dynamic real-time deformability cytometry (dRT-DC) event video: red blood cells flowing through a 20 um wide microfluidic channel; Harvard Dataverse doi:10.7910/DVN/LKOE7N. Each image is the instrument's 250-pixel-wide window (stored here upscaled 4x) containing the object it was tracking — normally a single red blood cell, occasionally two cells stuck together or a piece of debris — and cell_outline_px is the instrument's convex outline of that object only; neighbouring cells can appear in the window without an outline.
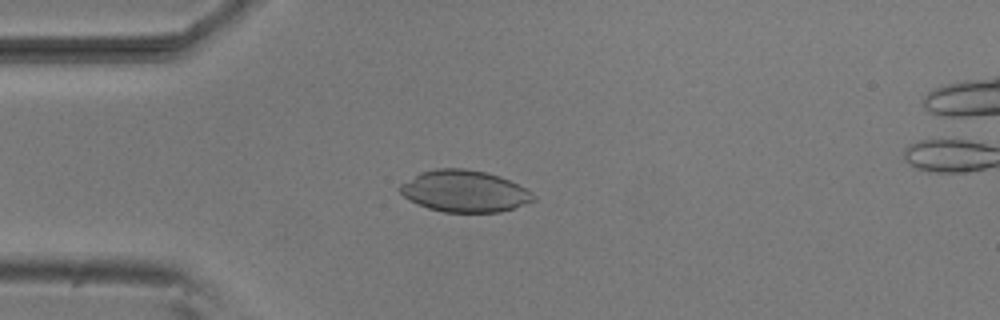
{"species": "common noctule bat (a hibernating species)", "species_latin": "Nyctalus noctula", "temperature_condition": "room temperature", "stored_images_in_passage": 52, "segment_of_instrument_passage": [1, 2], "camera_frame_rate_fps": 3000, "um_per_image_px": 0.085, "animal": {"sex": "male", "body_mass_g": 20.5, "forearm_length_mm": 52.5}, "frame": {"image": 1, "passage_image": 12, "time_ms": 3.667, "image_size_px": [1000, 320], "cell_outline_px": [[536, 200], [500, 212], [444, 212], [428, 208], [404, 196], [400, 192], [400, 184], [420, 172], [436, 168], [464, 168], [484, 172], [500, 176], [532, 192], [536, 196]], "centroid_in_image_um": [39.49, 16.24], "position_along_channel_um": 45.5, "area_um2": 32.08}}
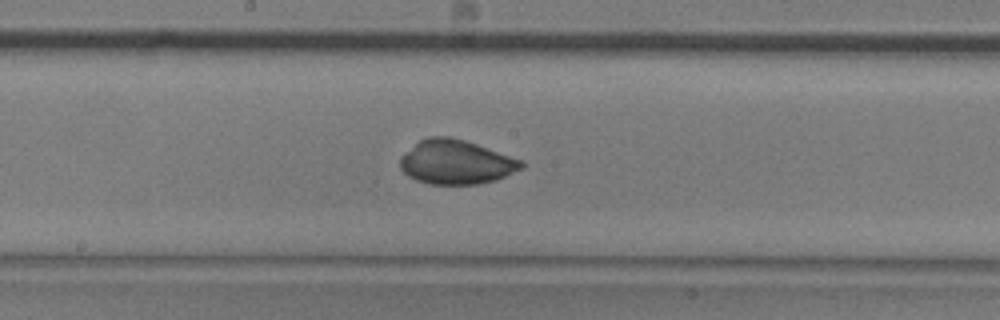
{"frame": {"image": 2, "passage_image": 26, "time_ms": 8.333, "image_size_px": [1000, 320], "cell_outline_px": [[524, 168], [496, 180], [480, 184], [428, 184], [416, 180], [408, 176], [400, 168], [400, 156], [420, 140], [428, 136], [448, 136], [464, 140], [476, 144], [520, 160], [524, 164]], "centroid_in_image_um": [38.73, 13.79], "position_along_channel_um": 209.5, "area_um2": 31.1}}
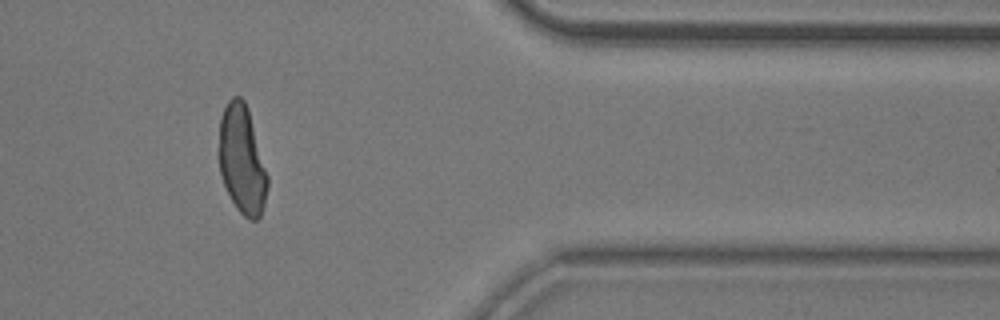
{"frame": {"image": 3, "passage_image": 42, "time_ms": 13.667, "image_size_px": [1000, 320], "cell_outline_px": [[268, 188], [264, 204], [260, 216], [256, 220], [248, 220], [236, 208], [224, 184], [220, 172], [216, 152], [220, 116], [228, 100], [232, 96], [240, 96], [244, 100], [248, 108], [268, 176]], "centroid_in_image_um": [20.53, 13.55], "position_along_channel_um": 390.9, "area_um2": 31.27}}